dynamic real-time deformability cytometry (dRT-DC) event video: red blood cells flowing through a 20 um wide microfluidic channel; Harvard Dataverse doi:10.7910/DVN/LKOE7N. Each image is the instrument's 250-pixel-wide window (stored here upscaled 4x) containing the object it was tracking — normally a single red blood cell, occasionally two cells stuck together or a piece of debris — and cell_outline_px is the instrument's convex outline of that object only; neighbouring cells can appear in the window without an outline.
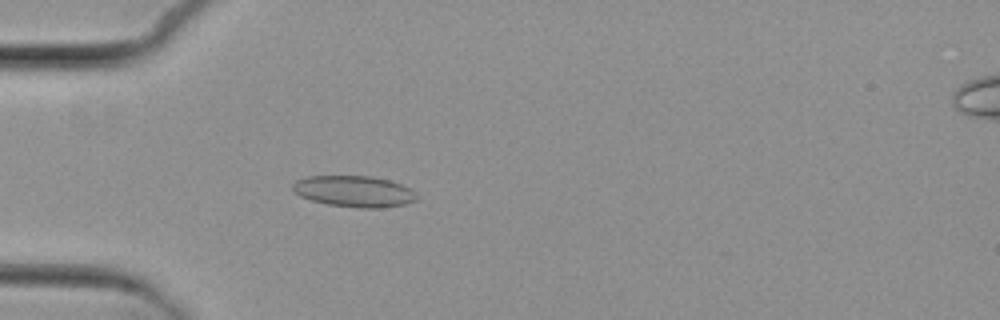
{"species": "common noctule bat (a hibernating species)", "species_latin": "Nyctalus noctula", "temperature_condition": "cold", "stored_images_in_passage": 5, "camera_frame_rate_fps": 3000, "um_per_image_px": 0.085, "animal": {"sex": "female", "body_mass_g": 29.2, "forearm_length_mm": 56.3}, "frame": {"image": 1, "passage_image": 5, "time_ms": 5.0, "image_size_px": [1000, 320], "cell_outline_px": [[416, 200], [404, 204], [380, 208], [360, 208], [328, 204], [312, 200], [300, 196], [292, 192], [292, 184], [296, 180], [308, 176], [372, 176], [388, 180], [400, 184], [408, 188], [416, 196]], "centroid_in_image_um": [30.03, 16.26], "position_along_channel_um": 55.0, "area_um2": 22.37}}